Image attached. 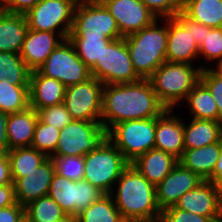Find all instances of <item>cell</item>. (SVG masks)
<instances>
[{"label":"cell","instance_id":"1","mask_svg":"<svg viewBox=\"0 0 222 222\" xmlns=\"http://www.w3.org/2000/svg\"><path fill=\"white\" fill-rule=\"evenodd\" d=\"M166 110L148 79L104 85L101 125L107 131L119 122L160 117Z\"/></svg>","mask_w":222,"mask_h":222},{"label":"cell","instance_id":"2","mask_svg":"<svg viewBox=\"0 0 222 222\" xmlns=\"http://www.w3.org/2000/svg\"><path fill=\"white\" fill-rule=\"evenodd\" d=\"M116 184V191L113 189L110 195L126 222H148L161 218V210L156 200V186L131 164L121 173Z\"/></svg>","mask_w":222,"mask_h":222},{"label":"cell","instance_id":"3","mask_svg":"<svg viewBox=\"0 0 222 222\" xmlns=\"http://www.w3.org/2000/svg\"><path fill=\"white\" fill-rule=\"evenodd\" d=\"M163 19V27L157 26L159 19H156L151 25L124 37L133 68L141 79H148L166 62L168 18Z\"/></svg>","mask_w":222,"mask_h":222},{"label":"cell","instance_id":"4","mask_svg":"<svg viewBox=\"0 0 222 222\" xmlns=\"http://www.w3.org/2000/svg\"><path fill=\"white\" fill-rule=\"evenodd\" d=\"M202 68L187 63L164 62L148 78L158 99L167 108L175 110L200 81Z\"/></svg>","mask_w":222,"mask_h":222},{"label":"cell","instance_id":"5","mask_svg":"<svg viewBox=\"0 0 222 222\" xmlns=\"http://www.w3.org/2000/svg\"><path fill=\"white\" fill-rule=\"evenodd\" d=\"M84 181L104 194H111L121 173L130 164L107 138L98 148L84 156Z\"/></svg>","mask_w":222,"mask_h":222},{"label":"cell","instance_id":"6","mask_svg":"<svg viewBox=\"0 0 222 222\" xmlns=\"http://www.w3.org/2000/svg\"><path fill=\"white\" fill-rule=\"evenodd\" d=\"M156 117L119 122L107 131V138L132 163L155 148Z\"/></svg>","mask_w":222,"mask_h":222},{"label":"cell","instance_id":"7","mask_svg":"<svg viewBox=\"0 0 222 222\" xmlns=\"http://www.w3.org/2000/svg\"><path fill=\"white\" fill-rule=\"evenodd\" d=\"M107 139L101 121L72 120L60 130L55 152L51 156H85Z\"/></svg>","mask_w":222,"mask_h":222},{"label":"cell","instance_id":"8","mask_svg":"<svg viewBox=\"0 0 222 222\" xmlns=\"http://www.w3.org/2000/svg\"><path fill=\"white\" fill-rule=\"evenodd\" d=\"M90 72L104 85L132 83L141 79L133 68L124 37L112 40L103 49L100 61H96Z\"/></svg>","mask_w":222,"mask_h":222},{"label":"cell","instance_id":"9","mask_svg":"<svg viewBox=\"0 0 222 222\" xmlns=\"http://www.w3.org/2000/svg\"><path fill=\"white\" fill-rule=\"evenodd\" d=\"M123 38L115 18L105 6L75 5L74 17L68 39Z\"/></svg>","mask_w":222,"mask_h":222},{"label":"cell","instance_id":"10","mask_svg":"<svg viewBox=\"0 0 222 222\" xmlns=\"http://www.w3.org/2000/svg\"><path fill=\"white\" fill-rule=\"evenodd\" d=\"M37 70L44 76L60 81L66 87L92 77L90 68L78 57L68 38L53 50Z\"/></svg>","mask_w":222,"mask_h":222},{"label":"cell","instance_id":"11","mask_svg":"<svg viewBox=\"0 0 222 222\" xmlns=\"http://www.w3.org/2000/svg\"><path fill=\"white\" fill-rule=\"evenodd\" d=\"M74 8V0H41L25 14L28 29L59 33L67 39Z\"/></svg>","mask_w":222,"mask_h":222},{"label":"cell","instance_id":"12","mask_svg":"<svg viewBox=\"0 0 222 222\" xmlns=\"http://www.w3.org/2000/svg\"><path fill=\"white\" fill-rule=\"evenodd\" d=\"M104 84L91 77L67 86L63 104L73 120L101 121Z\"/></svg>","mask_w":222,"mask_h":222},{"label":"cell","instance_id":"13","mask_svg":"<svg viewBox=\"0 0 222 222\" xmlns=\"http://www.w3.org/2000/svg\"><path fill=\"white\" fill-rule=\"evenodd\" d=\"M48 195L67 215L77 216L105 194L87 181L74 182L55 173Z\"/></svg>","mask_w":222,"mask_h":222},{"label":"cell","instance_id":"14","mask_svg":"<svg viewBox=\"0 0 222 222\" xmlns=\"http://www.w3.org/2000/svg\"><path fill=\"white\" fill-rule=\"evenodd\" d=\"M104 6L115 18L123 37L140 31L158 18L140 0H108Z\"/></svg>","mask_w":222,"mask_h":222},{"label":"cell","instance_id":"15","mask_svg":"<svg viewBox=\"0 0 222 222\" xmlns=\"http://www.w3.org/2000/svg\"><path fill=\"white\" fill-rule=\"evenodd\" d=\"M175 206L204 217H222V190L211 181H203L182 195Z\"/></svg>","mask_w":222,"mask_h":222},{"label":"cell","instance_id":"16","mask_svg":"<svg viewBox=\"0 0 222 222\" xmlns=\"http://www.w3.org/2000/svg\"><path fill=\"white\" fill-rule=\"evenodd\" d=\"M204 180L190 169L185 168L180 162L156 186L157 205L163 209L174 206L189 190L195 189Z\"/></svg>","mask_w":222,"mask_h":222},{"label":"cell","instance_id":"17","mask_svg":"<svg viewBox=\"0 0 222 222\" xmlns=\"http://www.w3.org/2000/svg\"><path fill=\"white\" fill-rule=\"evenodd\" d=\"M197 57L199 46L193 38L192 28H185L175 17L168 18L166 61L193 65Z\"/></svg>","mask_w":222,"mask_h":222},{"label":"cell","instance_id":"18","mask_svg":"<svg viewBox=\"0 0 222 222\" xmlns=\"http://www.w3.org/2000/svg\"><path fill=\"white\" fill-rule=\"evenodd\" d=\"M55 173L53 162L49 157L39 167L27 173L25 177L18 178L14 182L17 203L25 207L30 202L48 195Z\"/></svg>","mask_w":222,"mask_h":222},{"label":"cell","instance_id":"19","mask_svg":"<svg viewBox=\"0 0 222 222\" xmlns=\"http://www.w3.org/2000/svg\"><path fill=\"white\" fill-rule=\"evenodd\" d=\"M64 40L59 33L28 29L20 56L32 71L37 70Z\"/></svg>","mask_w":222,"mask_h":222},{"label":"cell","instance_id":"20","mask_svg":"<svg viewBox=\"0 0 222 222\" xmlns=\"http://www.w3.org/2000/svg\"><path fill=\"white\" fill-rule=\"evenodd\" d=\"M167 109L156 117L155 148L172 154L180 159L185 150L183 120Z\"/></svg>","mask_w":222,"mask_h":222},{"label":"cell","instance_id":"21","mask_svg":"<svg viewBox=\"0 0 222 222\" xmlns=\"http://www.w3.org/2000/svg\"><path fill=\"white\" fill-rule=\"evenodd\" d=\"M64 86L60 81L42 75L33 70L29 82V103L36 111L39 109L63 103Z\"/></svg>","mask_w":222,"mask_h":222},{"label":"cell","instance_id":"22","mask_svg":"<svg viewBox=\"0 0 222 222\" xmlns=\"http://www.w3.org/2000/svg\"><path fill=\"white\" fill-rule=\"evenodd\" d=\"M179 159L153 148L130 163L150 183L157 186L177 165Z\"/></svg>","mask_w":222,"mask_h":222},{"label":"cell","instance_id":"23","mask_svg":"<svg viewBox=\"0 0 222 222\" xmlns=\"http://www.w3.org/2000/svg\"><path fill=\"white\" fill-rule=\"evenodd\" d=\"M37 121L38 113L30 106L23 111L9 114L6 126L8 150L30 147Z\"/></svg>","mask_w":222,"mask_h":222},{"label":"cell","instance_id":"24","mask_svg":"<svg viewBox=\"0 0 222 222\" xmlns=\"http://www.w3.org/2000/svg\"><path fill=\"white\" fill-rule=\"evenodd\" d=\"M222 151V139L196 149H185L179 162L204 181H211V175Z\"/></svg>","mask_w":222,"mask_h":222},{"label":"cell","instance_id":"25","mask_svg":"<svg viewBox=\"0 0 222 222\" xmlns=\"http://www.w3.org/2000/svg\"><path fill=\"white\" fill-rule=\"evenodd\" d=\"M27 30L24 14H12L0 9V52L20 54Z\"/></svg>","mask_w":222,"mask_h":222},{"label":"cell","instance_id":"26","mask_svg":"<svg viewBox=\"0 0 222 222\" xmlns=\"http://www.w3.org/2000/svg\"><path fill=\"white\" fill-rule=\"evenodd\" d=\"M185 149H196L222 139V122L192 118L189 126L183 121Z\"/></svg>","mask_w":222,"mask_h":222},{"label":"cell","instance_id":"27","mask_svg":"<svg viewBox=\"0 0 222 222\" xmlns=\"http://www.w3.org/2000/svg\"><path fill=\"white\" fill-rule=\"evenodd\" d=\"M181 11L205 26L222 28V0H182Z\"/></svg>","mask_w":222,"mask_h":222},{"label":"cell","instance_id":"28","mask_svg":"<svg viewBox=\"0 0 222 222\" xmlns=\"http://www.w3.org/2000/svg\"><path fill=\"white\" fill-rule=\"evenodd\" d=\"M8 157L13 183L18 178L25 177L27 173L39 167L49 158L45 153L31 146L10 149L8 150Z\"/></svg>","mask_w":222,"mask_h":222},{"label":"cell","instance_id":"29","mask_svg":"<svg viewBox=\"0 0 222 222\" xmlns=\"http://www.w3.org/2000/svg\"><path fill=\"white\" fill-rule=\"evenodd\" d=\"M188 104L191 118L219 121V111L209 89L199 81L188 93L184 102Z\"/></svg>","mask_w":222,"mask_h":222},{"label":"cell","instance_id":"30","mask_svg":"<svg viewBox=\"0 0 222 222\" xmlns=\"http://www.w3.org/2000/svg\"><path fill=\"white\" fill-rule=\"evenodd\" d=\"M31 72L20 54L0 52V81L7 79L12 85L29 86Z\"/></svg>","mask_w":222,"mask_h":222},{"label":"cell","instance_id":"31","mask_svg":"<svg viewBox=\"0 0 222 222\" xmlns=\"http://www.w3.org/2000/svg\"><path fill=\"white\" fill-rule=\"evenodd\" d=\"M79 222H126L117 209L113 196L103 195L77 215Z\"/></svg>","mask_w":222,"mask_h":222},{"label":"cell","instance_id":"32","mask_svg":"<svg viewBox=\"0 0 222 222\" xmlns=\"http://www.w3.org/2000/svg\"><path fill=\"white\" fill-rule=\"evenodd\" d=\"M29 106V86L12 85L7 79L0 81V111L17 113Z\"/></svg>","mask_w":222,"mask_h":222},{"label":"cell","instance_id":"33","mask_svg":"<svg viewBox=\"0 0 222 222\" xmlns=\"http://www.w3.org/2000/svg\"><path fill=\"white\" fill-rule=\"evenodd\" d=\"M65 216L67 214L49 195L25 206V217L29 222H58Z\"/></svg>","mask_w":222,"mask_h":222},{"label":"cell","instance_id":"34","mask_svg":"<svg viewBox=\"0 0 222 222\" xmlns=\"http://www.w3.org/2000/svg\"><path fill=\"white\" fill-rule=\"evenodd\" d=\"M78 57L91 68L100 61L103 49L112 41L110 39H68Z\"/></svg>","mask_w":222,"mask_h":222},{"label":"cell","instance_id":"35","mask_svg":"<svg viewBox=\"0 0 222 222\" xmlns=\"http://www.w3.org/2000/svg\"><path fill=\"white\" fill-rule=\"evenodd\" d=\"M60 130L38 119L31 147L50 157L56 150Z\"/></svg>","mask_w":222,"mask_h":222},{"label":"cell","instance_id":"36","mask_svg":"<svg viewBox=\"0 0 222 222\" xmlns=\"http://www.w3.org/2000/svg\"><path fill=\"white\" fill-rule=\"evenodd\" d=\"M55 172L77 182L84 179V156H50Z\"/></svg>","mask_w":222,"mask_h":222},{"label":"cell","instance_id":"37","mask_svg":"<svg viewBox=\"0 0 222 222\" xmlns=\"http://www.w3.org/2000/svg\"><path fill=\"white\" fill-rule=\"evenodd\" d=\"M199 55L207 62L222 60V28L205 26L204 41L199 46Z\"/></svg>","mask_w":222,"mask_h":222},{"label":"cell","instance_id":"38","mask_svg":"<svg viewBox=\"0 0 222 222\" xmlns=\"http://www.w3.org/2000/svg\"><path fill=\"white\" fill-rule=\"evenodd\" d=\"M37 113L40 121L59 130L73 120L63 103L39 109Z\"/></svg>","mask_w":222,"mask_h":222},{"label":"cell","instance_id":"39","mask_svg":"<svg viewBox=\"0 0 222 222\" xmlns=\"http://www.w3.org/2000/svg\"><path fill=\"white\" fill-rule=\"evenodd\" d=\"M161 222H222V217H204L181 210L175 205L161 211Z\"/></svg>","mask_w":222,"mask_h":222},{"label":"cell","instance_id":"40","mask_svg":"<svg viewBox=\"0 0 222 222\" xmlns=\"http://www.w3.org/2000/svg\"><path fill=\"white\" fill-rule=\"evenodd\" d=\"M200 81L209 89L213 96L219 111V122H222V78L211 67H205L201 70Z\"/></svg>","mask_w":222,"mask_h":222},{"label":"cell","instance_id":"41","mask_svg":"<svg viewBox=\"0 0 222 222\" xmlns=\"http://www.w3.org/2000/svg\"><path fill=\"white\" fill-rule=\"evenodd\" d=\"M158 18L175 17L182 9V0H140Z\"/></svg>","mask_w":222,"mask_h":222},{"label":"cell","instance_id":"42","mask_svg":"<svg viewBox=\"0 0 222 222\" xmlns=\"http://www.w3.org/2000/svg\"><path fill=\"white\" fill-rule=\"evenodd\" d=\"M41 0H0V9L12 14H26Z\"/></svg>","mask_w":222,"mask_h":222},{"label":"cell","instance_id":"43","mask_svg":"<svg viewBox=\"0 0 222 222\" xmlns=\"http://www.w3.org/2000/svg\"><path fill=\"white\" fill-rule=\"evenodd\" d=\"M175 18L185 27L192 28V35L198 46L202 44L205 36V25L188 18L182 11H179Z\"/></svg>","mask_w":222,"mask_h":222},{"label":"cell","instance_id":"44","mask_svg":"<svg viewBox=\"0 0 222 222\" xmlns=\"http://www.w3.org/2000/svg\"><path fill=\"white\" fill-rule=\"evenodd\" d=\"M25 218V207L19 203L0 209V222H21Z\"/></svg>","mask_w":222,"mask_h":222},{"label":"cell","instance_id":"45","mask_svg":"<svg viewBox=\"0 0 222 222\" xmlns=\"http://www.w3.org/2000/svg\"><path fill=\"white\" fill-rule=\"evenodd\" d=\"M16 203L14 183L0 185V209Z\"/></svg>","mask_w":222,"mask_h":222},{"label":"cell","instance_id":"46","mask_svg":"<svg viewBox=\"0 0 222 222\" xmlns=\"http://www.w3.org/2000/svg\"><path fill=\"white\" fill-rule=\"evenodd\" d=\"M13 183L8 151L0 152V185Z\"/></svg>","mask_w":222,"mask_h":222},{"label":"cell","instance_id":"47","mask_svg":"<svg viewBox=\"0 0 222 222\" xmlns=\"http://www.w3.org/2000/svg\"><path fill=\"white\" fill-rule=\"evenodd\" d=\"M8 113L0 111V152L8 151V140H7V120Z\"/></svg>","mask_w":222,"mask_h":222},{"label":"cell","instance_id":"48","mask_svg":"<svg viewBox=\"0 0 222 222\" xmlns=\"http://www.w3.org/2000/svg\"><path fill=\"white\" fill-rule=\"evenodd\" d=\"M211 182L215 183L222 190V151L211 175Z\"/></svg>","mask_w":222,"mask_h":222},{"label":"cell","instance_id":"49","mask_svg":"<svg viewBox=\"0 0 222 222\" xmlns=\"http://www.w3.org/2000/svg\"><path fill=\"white\" fill-rule=\"evenodd\" d=\"M108 0H74L75 5L79 6H104Z\"/></svg>","mask_w":222,"mask_h":222},{"label":"cell","instance_id":"50","mask_svg":"<svg viewBox=\"0 0 222 222\" xmlns=\"http://www.w3.org/2000/svg\"><path fill=\"white\" fill-rule=\"evenodd\" d=\"M215 64H216L215 67H217V68H215V67L212 68V67H211V69H212L219 77L222 78V60L219 61L218 63L216 62Z\"/></svg>","mask_w":222,"mask_h":222},{"label":"cell","instance_id":"51","mask_svg":"<svg viewBox=\"0 0 222 222\" xmlns=\"http://www.w3.org/2000/svg\"><path fill=\"white\" fill-rule=\"evenodd\" d=\"M58 222H79V219L77 216L74 215H67L63 219H61Z\"/></svg>","mask_w":222,"mask_h":222},{"label":"cell","instance_id":"52","mask_svg":"<svg viewBox=\"0 0 222 222\" xmlns=\"http://www.w3.org/2000/svg\"><path fill=\"white\" fill-rule=\"evenodd\" d=\"M21 222H29L28 219L25 217Z\"/></svg>","mask_w":222,"mask_h":222},{"label":"cell","instance_id":"53","mask_svg":"<svg viewBox=\"0 0 222 222\" xmlns=\"http://www.w3.org/2000/svg\"><path fill=\"white\" fill-rule=\"evenodd\" d=\"M148 222H161L160 219L159 220H155V221H148Z\"/></svg>","mask_w":222,"mask_h":222}]
</instances>
